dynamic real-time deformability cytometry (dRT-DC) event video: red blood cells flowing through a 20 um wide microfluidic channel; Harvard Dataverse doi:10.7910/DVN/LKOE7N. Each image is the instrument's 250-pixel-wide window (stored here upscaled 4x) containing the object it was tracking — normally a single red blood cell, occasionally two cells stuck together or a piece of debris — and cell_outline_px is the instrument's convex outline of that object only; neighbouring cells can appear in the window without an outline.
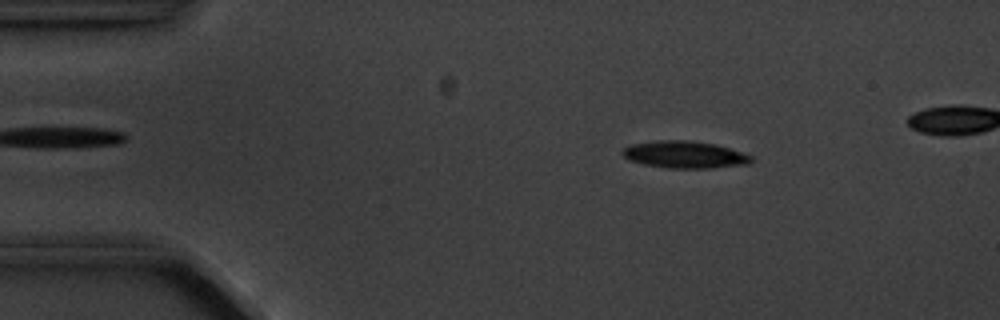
{"species": "common noctule bat (a hibernating species)", "species_latin": "Nyctalus noctula", "temperature_condition": "cold", "stored_images_in_passage": 5, "camera_frame_rate_fps": 3000, "um_per_image_px": 0.085, "animal": {"sex": "male", "body_mass_g": 20.1, "forearm_length_mm": 53.5}, "frame": {"image": 1, "passage_image": 2, "time_ms": 1.333, "image_size_px": [1000, 320], "cell_outline_px": [[756, 160], [748, 164], [712, 168], [668, 168], [644, 164], [628, 160], [620, 152], [624, 148], [632, 144], [656, 140], [688, 140], [716, 144], [752, 156]], "centroid_in_image_um": [58.2, 13.14], "position_along_channel_um": 26.8, "area_um2": 20.4}}